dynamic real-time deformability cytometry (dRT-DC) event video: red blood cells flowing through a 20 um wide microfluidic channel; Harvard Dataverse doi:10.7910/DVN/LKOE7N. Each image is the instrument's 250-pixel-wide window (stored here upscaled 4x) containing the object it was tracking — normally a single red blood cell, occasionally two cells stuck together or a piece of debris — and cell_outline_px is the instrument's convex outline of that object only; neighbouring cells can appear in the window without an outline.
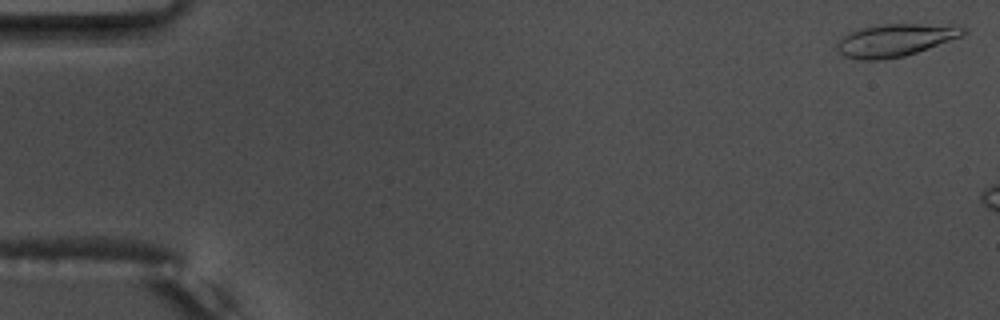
{"species": "common noctule bat (a hibernating species)", "species_latin": "Nyctalus noctula", "temperature_condition": "warm", "stored_images_in_passage": 8, "camera_frame_rate_fps": 3000, "um_per_image_px": 0.085, "animal": {"sex": "male", "body_mass_g": 17.5, "forearm_length_mm": 52.3}, "frame": {"image": 1, "passage_image": 1, "time_ms": 0.0, "image_size_px": [1000, 320], "cell_outline_px": [[968, 32], [960, 36], [928, 48], [904, 56], [880, 60], [860, 60], [844, 56], [836, 48], [836, 44], [844, 36], [852, 32], [864, 28], [880, 24], [952, 24], [968, 28]], "centroid_in_image_um": [76.14, 3.4], "position_along_channel_um": 8.9, "area_um2": 23.76}}